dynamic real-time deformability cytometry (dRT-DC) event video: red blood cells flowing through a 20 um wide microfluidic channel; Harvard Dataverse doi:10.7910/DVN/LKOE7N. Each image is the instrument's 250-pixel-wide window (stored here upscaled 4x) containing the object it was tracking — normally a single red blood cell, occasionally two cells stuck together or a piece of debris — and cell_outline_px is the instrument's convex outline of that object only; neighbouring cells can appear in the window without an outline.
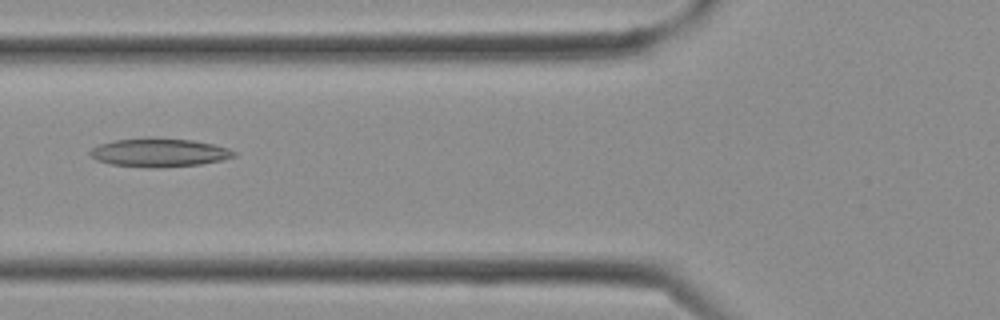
{"species": "Egyptian fruit bat (a non-hibernating species)", "species_latin": "Rousettus aegyptiacus", "temperature_condition": "cold", "stored_images_in_passage": 27, "segment_of_instrument_passage": [1, 2], "camera_frame_rate_fps": 3000, "um_per_image_px": 0.085, "frame": {"image": 1, "passage_image": 7, "time_ms": 2.0, "image_size_px": [1000, 320], "cell_outline_px": [[240, 152], [236, 156], [220, 160], [200, 164], [156, 168], [148, 168], [112, 164], [96, 160], [88, 152], [92, 148], [100, 144], [116, 140], [192, 140], [212, 144], [228, 148]], "centroid_in_image_um": [13.57, 13.01], "position_along_channel_um": 112.2, "area_um2": 23.06}}
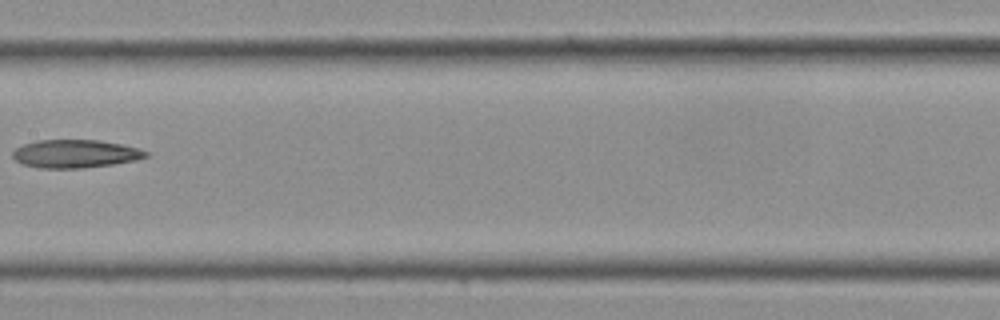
{"frame": {"image": 2, "passage_image": 11, "time_ms": 3.333, "image_size_px": [1000, 320], "cell_outline_px": [[148, 156], [136, 160], [112, 164], [84, 168], [36, 168], [20, 164], [12, 156], [12, 152], [16, 148], [24, 144], [36, 140], [96, 140], [120, 144], [140, 148], [148, 152]], "centroid_in_image_um": [6.37, 13.07], "position_along_channel_um": 201.0, "area_um2": 21.91}}
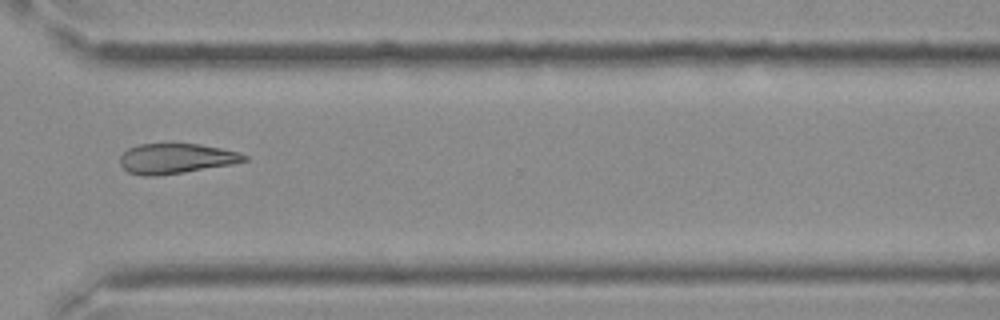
{"frame": {"image": 3, "passage_image": 18, "time_ms": 5.667, "image_size_px": [1000, 320], "cell_outline_px": [[248, 160], [232, 164], [184, 172], [156, 176], [144, 176], [128, 172], [120, 164], [120, 156], [128, 148], [140, 144], [200, 144], [240, 152], [248, 156]], "centroid_in_image_um": [14.97, 13.48], "position_along_channel_um": 355.6, "area_um2": 21.73}}